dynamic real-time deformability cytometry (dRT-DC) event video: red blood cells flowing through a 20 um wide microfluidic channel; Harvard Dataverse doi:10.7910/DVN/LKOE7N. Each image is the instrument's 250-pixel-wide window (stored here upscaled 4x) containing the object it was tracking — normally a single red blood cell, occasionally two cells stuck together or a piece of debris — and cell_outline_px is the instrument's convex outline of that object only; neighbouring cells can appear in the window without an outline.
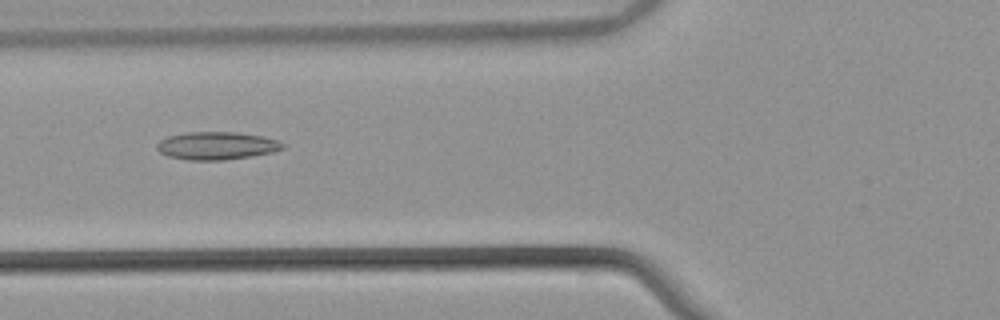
{"species": "common noctule bat (a hibernating species)", "species_latin": "Nyctalus noctula", "temperature_condition": "warm", "stored_images_in_passage": 45, "camera_frame_rate_fps": 3000, "um_per_image_px": 0.085, "animal": {"sex": "male", "body_mass_g": 21.5, "forearm_length_mm": 52.0}, "frame": {"image": 1, "passage_image": 13, "time_ms": 4.0, "image_size_px": [1000, 320], "cell_outline_px": [[284, 148], [272, 152], [252, 156], [224, 160], [188, 160], [168, 156], [160, 152], [156, 148], [156, 144], [160, 140], [168, 136], [184, 132], [236, 132], [260, 136], [276, 140], [284, 144]], "centroid_in_image_um": [18.37, 12.39], "position_along_channel_um": 107.4, "area_um2": 20.35}}
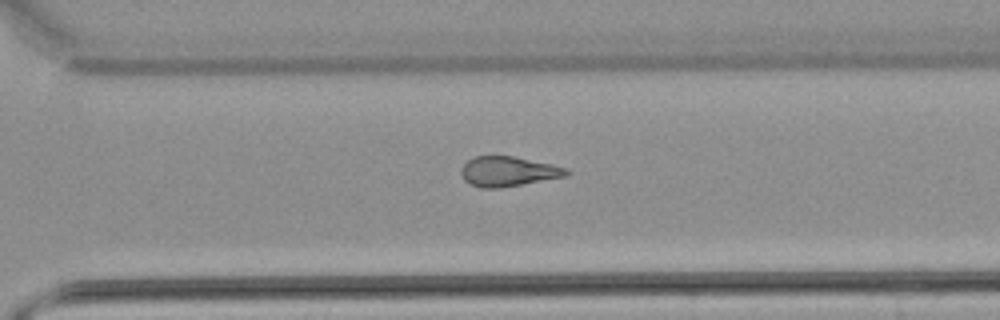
{"frame": {"image": 2, "passage_image": 30, "time_ms": 9.667, "image_size_px": [1000, 320], "cell_outline_px": [[572, 172], [568, 176], [500, 188], [480, 188], [468, 184], [464, 180], [460, 172], [460, 168], [472, 156], [512, 156], [552, 164], [568, 168]], "centroid_in_image_um": [43.19, 14.58], "position_along_channel_um": 327.4, "area_um2": 18.61}}
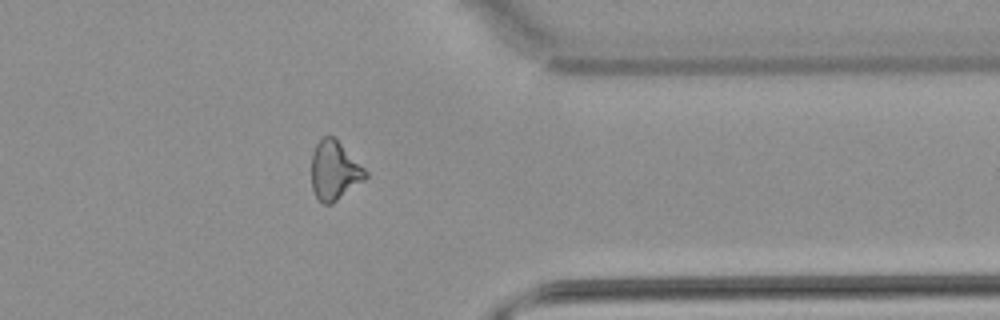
{"frame": {"image": 3, "passage_image": 35, "time_ms": 11.333, "image_size_px": [1000, 320], "cell_outline_px": [[368, 176], [364, 180], [332, 204], [324, 204], [316, 196], [312, 188], [312, 152], [316, 144], [324, 136], [332, 136], [368, 172]], "centroid_in_image_um": [28.42, 14.52], "position_along_channel_um": 383.0, "area_um2": 18.15}, "authors_computed_cell_mechanics": {"area_um2": 18.9584, "velocity_mm_per_s": 3.8856, "shape_relaxation_time_tau1_ms": null, "shape_relaxation_time_tau2_ms": 5.3436, "deformation_change_tau1": null, "deformation_change_tau2": 0.141}}